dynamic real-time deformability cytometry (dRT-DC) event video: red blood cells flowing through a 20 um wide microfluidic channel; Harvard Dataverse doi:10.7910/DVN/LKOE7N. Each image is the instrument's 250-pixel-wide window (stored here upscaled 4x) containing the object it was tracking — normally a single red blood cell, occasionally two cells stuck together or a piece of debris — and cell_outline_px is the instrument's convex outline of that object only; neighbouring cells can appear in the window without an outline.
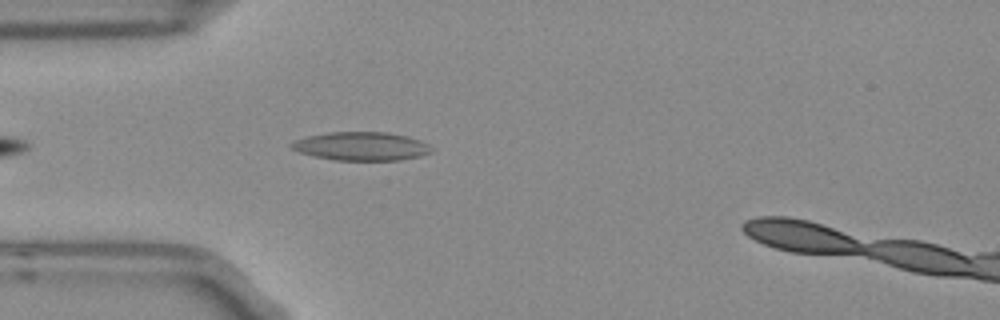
{"species": "Egyptian fruit bat (a non-hibernating species)", "species_latin": "Rousettus aegyptiacus", "temperature_condition": "room temperature", "stored_images_in_passage": 2, "camera_frame_rate_fps": 3000, "um_per_image_px": 0.085, "frame": {"image": 1, "passage_image": 2, "time_ms": 0.333, "image_size_px": [1000, 320], "cell_outline_px": [[432, 152], [420, 156], [400, 160], [336, 160], [316, 156], [300, 152], [292, 148], [288, 144], [292, 140], [308, 136], [328, 132], [388, 132], [420, 140], [428, 144], [432, 148]], "centroid_in_image_um": [30.7, 12.42], "position_along_channel_um": 54.3, "area_um2": 23.18}}